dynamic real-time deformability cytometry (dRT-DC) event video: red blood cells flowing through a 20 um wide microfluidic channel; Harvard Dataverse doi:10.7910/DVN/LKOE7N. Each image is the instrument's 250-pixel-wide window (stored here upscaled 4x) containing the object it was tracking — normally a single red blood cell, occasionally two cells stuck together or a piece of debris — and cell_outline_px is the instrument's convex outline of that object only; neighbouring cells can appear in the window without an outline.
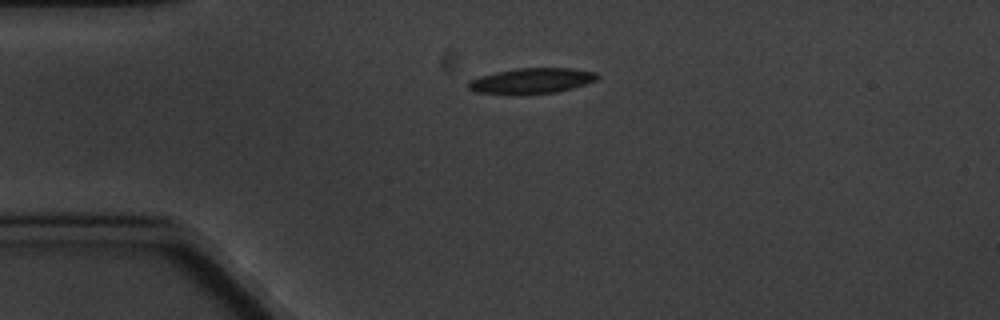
{"species": "common noctule bat (a hibernating species)", "species_latin": "Nyctalus noctula", "temperature_condition": "cold", "stored_images_in_passage": 2, "camera_frame_rate_fps": 3000, "um_per_image_px": 0.085, "animal": {"sex": "male", "body_mass_g": 20.1, "forearm_length_mm": 53.5}, "frame": {"image": 1, "passage_image": 1, "time_ms": 0.0, "image_size_px": [1000, 320], "cell_outline_px": [[600, 76], [596, 80], [572, 88], [556, 92], [520, 96], [508, 96], [476, 92], [468, 88], [468, 80], [480, 76], [496, 72], [516, 68], [572, 68], [596, 72]], "centroid_in_image_um": [45.13, 6.9], "position_along_channel_um": 39.9, "area_um2": 19.71}}